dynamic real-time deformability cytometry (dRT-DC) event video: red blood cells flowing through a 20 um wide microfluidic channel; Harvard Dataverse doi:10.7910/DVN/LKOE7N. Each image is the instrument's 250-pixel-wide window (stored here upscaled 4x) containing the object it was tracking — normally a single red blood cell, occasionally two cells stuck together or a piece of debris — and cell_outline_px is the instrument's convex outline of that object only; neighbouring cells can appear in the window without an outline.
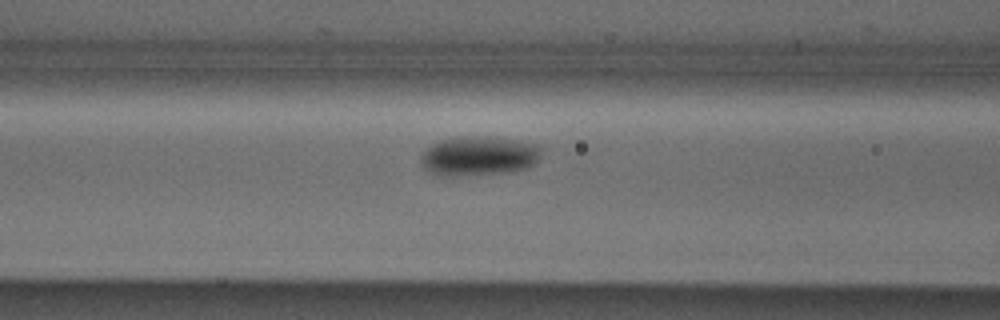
{"species": "Egyptian fruit bat (a non-hibernating species)", "species_latin": "Rousettus aegyptiacus", "temperature_condition": "cold", "stored_images_in_passage": 34, "camera_frame_rate_fps": 3000, "um_per_image_px": 0.085, "animal": {"sex": "male"}, "frame": {"image": 1, "passage_image": 15, "time_ms": 4.667, "image_size_px": [1000, 320], "cell_outline_px": [[544, 148], [536, 164], [528, 168], [512, 172], [456, 176], [436, 176], [428, 172], [424, 168], [420, 160], [420, 156], [432, 144], [440, 140], [456, 136], [488, 136], [516, 140], [540, 144]], "centroid_in_image_um": [40.73, 13.26], "position_along_channel_um": 125.9, "area_um2": 28.44}}
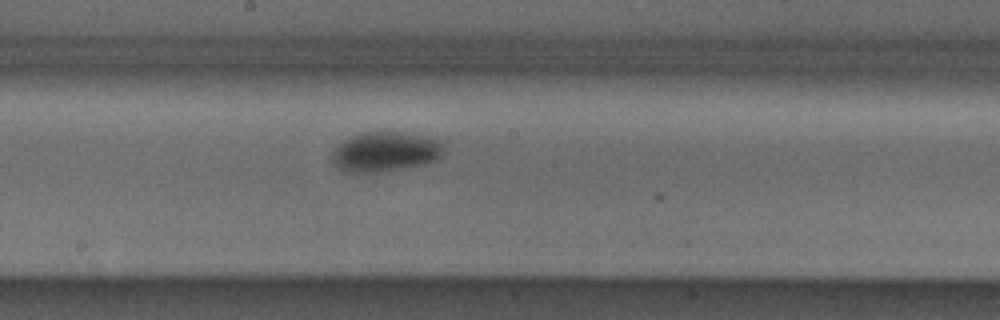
{"frame": {"image": 2, "passage_image": 22, "time_ms": 7.0, "image_size_px": [1000, 320], "cell_outline_px": [[448, 140], [444, 152], [436, 160], [424, 164], [376, 172], [348, 172], [340, 168], [332, 160], [332, 152], [344, 140], [352, 136], [364, 132], [404, 132], [428, 136]], "centroid_in_image_um": [32.87, 12.86], "position_along_channel_um": 215.3, "area_um2": 26.07}}
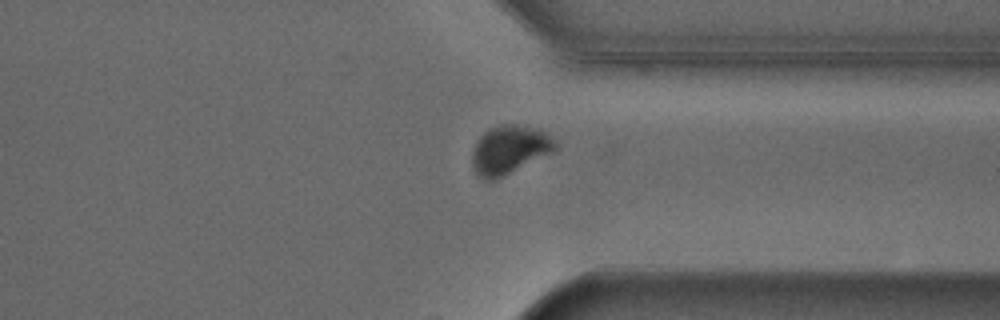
{"frame": {"image": 3, "passage_image": 34, "time_ms": 11.0, "image_size_px": [1000, 320], "cell_outline_px": [[560, 148], [552, 152], [492, 180], [488, 180], [480, 176], [472, 168], [472, 148], [476, 140], [484, 132], [500, 124], [516, 124], [540, 128], [556, 140]], "centroid_in_image_um": [43.31, 12.68], "position_along_channel_um": 368.1, "area_um2": 23.41}}